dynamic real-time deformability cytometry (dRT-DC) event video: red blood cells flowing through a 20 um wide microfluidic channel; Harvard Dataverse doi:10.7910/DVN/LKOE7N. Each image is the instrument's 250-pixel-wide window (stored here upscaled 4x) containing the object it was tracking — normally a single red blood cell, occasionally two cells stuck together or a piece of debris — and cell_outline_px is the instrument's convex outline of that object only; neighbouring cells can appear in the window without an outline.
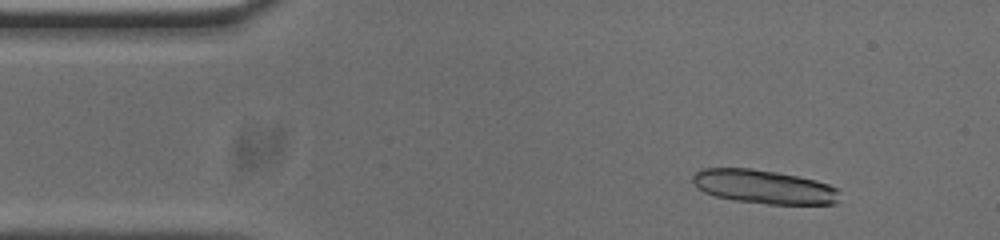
{"species": "common noctule bat (a hibernating species)", "species_latin": "Nyctalus noctula", "temperature_condition": "cold", "stored_images_in_passage": 52, "camera_frame_rate_fps": 3000, "um_per_image_px": 0.085, "animal": {"sex": "male", "body_mass_g": 20.0, "forearm_length_mm": 53.3}, "frame": {"image": 1, "passage_image": 6, "time_ms": 1.667, "image_size_px": [1000, 240], "cell_outline_px": [[840, 192], [836, 204], [768, 204], [732, 200], [716, 196], [704, 192], [696, 188], [692, 184], [692, 176], [700, 168], [752, 168], [776, 172], [816, 180], [828, 184], [836, 188]], "centroid_in_image_um": [64.89, 15.87], "position_along_channel_um": 20.1, "area_um2": 29.13}}
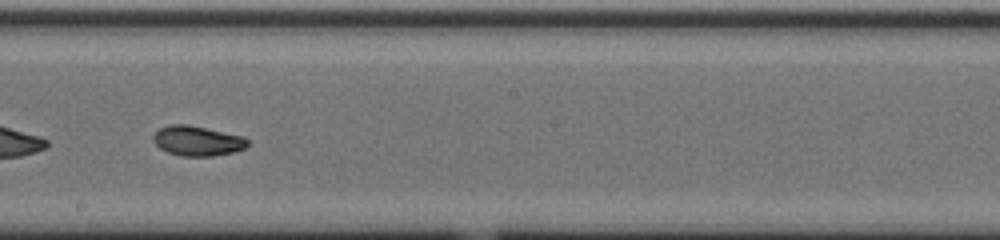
{"frame": {"image": 2, "passage_image": 29, "time_ms": 9.333, "image_size_px": [1000, 240], "cell_outline_px": [[248, 144], [244, 148], [232, 152], [212, 156], [180, 156], [168, 152], [160, 148], [152, 140], [152, 136], [160, 128], [168, 124], [188, 124], [244, 136], [248, 140]], "centroid_in_image_um": [16.75, 11.96], "position_along_channel_um": 231.4, "area_um2": 16.47}}
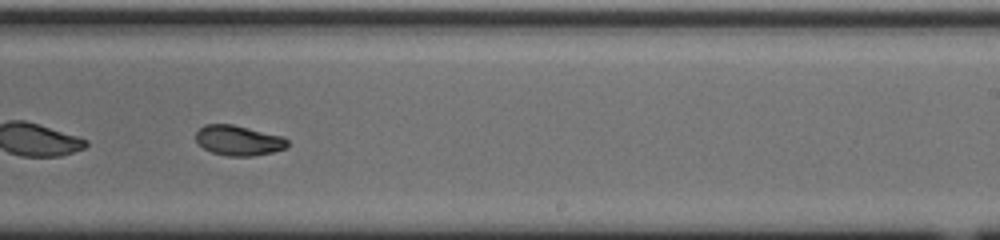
{"frame": {"image": 3, "passage_image": 32, "time_ms": 10.333, "image_size_px": [1000, 240], "cell_outline_px": [[288, 144], [284, 148], [272, 152], [252, 156], [228, 156], [212, 152], [204, 148], [196, 140], [196, 132], [204, 124], [232, 124], [284, 136], [288, 140]], "centroid_in_image_um": [20.28, 11.93], "position_along_channel_um": 268.7, "area_um2": 16.01}, "authors_computed_cell_mechanics": {"area_um2": 16.9354, "velocity_mm_per_s": 3.7409, "shape_relaxation_time_tau1_ms": 4.078, "shape_relaxation_time_tau2_ms": 3.0309, "deformation_change_tau1": 0.1465, "deformation_change_tau2": 0.0701}}